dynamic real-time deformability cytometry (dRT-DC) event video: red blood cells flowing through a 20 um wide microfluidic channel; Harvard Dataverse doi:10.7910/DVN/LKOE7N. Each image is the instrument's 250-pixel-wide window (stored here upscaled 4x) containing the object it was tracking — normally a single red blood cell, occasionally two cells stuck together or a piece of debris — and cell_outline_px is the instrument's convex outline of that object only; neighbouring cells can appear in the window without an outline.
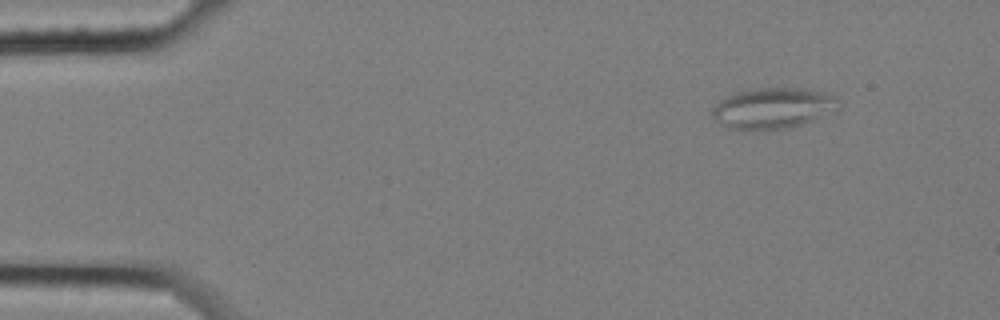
{"species": "common noctule bat (a hibernating species)", "species_latin": "Nyctalus noctula", "temperature_condition": "cold", "stored_images_in_passage": 5, "camera_frame_rate_fps": 3000, "um_per_image_px": 0.085, "animal": {"sex": "female", "body_mass_g": 25.1}, "frame": {"image": 1, "passage_image": 2, "time_ms": 0.333, "image_size_px": [1000, 320], "cell_outline_px": [[832, 104], [812, 120], [800, 124], [780, 128], [728, 128], [716, 120], [712, 116], [712, 108], [720, 100], [736, 92], [760, 88], [804, 88], [832, 96]], "centroid_in_image_um": [65.48, 9.17], "position_along_channel_um": 19.5, "area_um2": 27.92}}
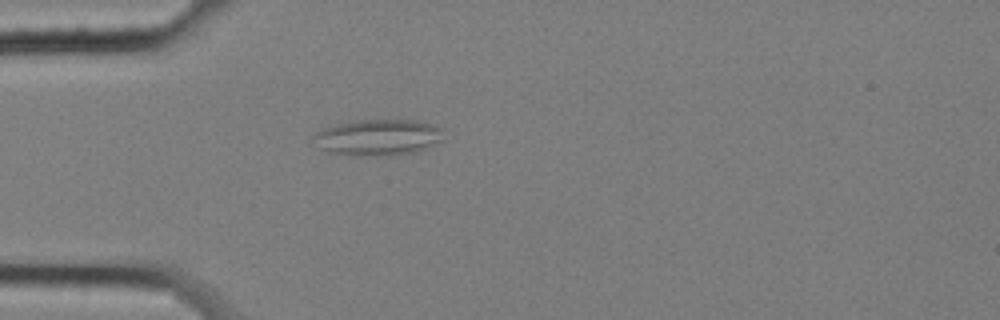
{"frame": {"image": 2, "passage_image": 5, "time_ms": 1.333, "image_size_px": [1000, 320], "cell_outline_px": [[444, 140], [416, 152], [388, 156], [360, 156], [328, 152], [320, 148], [312, 136], [316, 132], [324, 128], [336, 124], [360, 120], [416, 120], [436, 124], [444, 128]], "centroid_in_image_um": [32.21, 11.68], "position_along_channel_um": 52.8, "area_um2": 27.8}}